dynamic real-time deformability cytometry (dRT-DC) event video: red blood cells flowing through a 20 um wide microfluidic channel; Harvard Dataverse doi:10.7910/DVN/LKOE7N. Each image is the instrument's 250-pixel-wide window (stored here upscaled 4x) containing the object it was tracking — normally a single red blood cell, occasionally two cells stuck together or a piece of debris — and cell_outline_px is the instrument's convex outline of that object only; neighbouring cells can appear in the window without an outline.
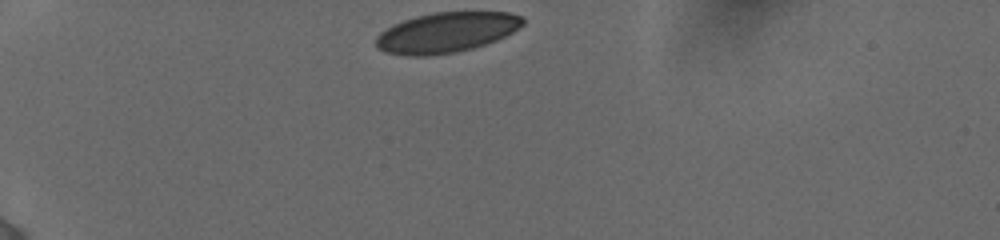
{"species": "human", "species_latin": "Homo sapiens", "temperature_condition": "cold", "stored_images_in_passage": 25, "camera_frame_rate_fps": 3000, "um_per_image_px": 0.085, "donor": {"sex": "female"}, "frame": {"image": 1, "passage_image": 1, "time_ms": 0.0, "image_size_px": [1000, 240], "cell_outline_px": [[524, 24], [512, 32], [496, 40], [472, 48], [456, 52], [424, 56], [408, 56], [384, 52], [376, 48], [376, 36], [380, 32], [392, 24], [416, 16], [436, 12], [508, 12], [524, 16]], "centroid_in_image_um": [37.92, 2.76], "position_along_channel_um": 47.1, "area_um2": 34.45}}
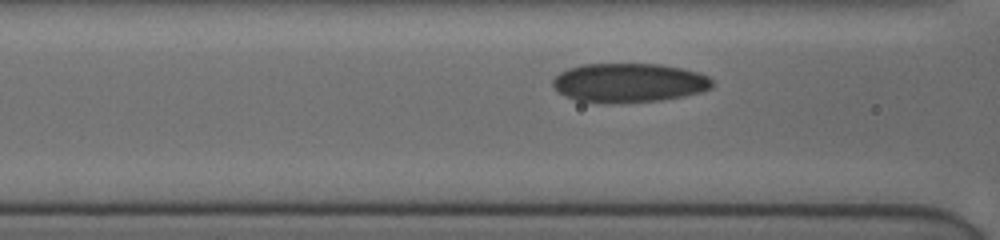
{"frame": {"image": 2, "passage_image": 15, "time_ms": 3.0, "image_size_px": [1000, 240], "cell_outline_px": [[712, 88], [700, 92], [684, 96], [660, 100], [576, 100], [564, 96], [552, 84], [552, 80], [560, 72], [568, 68], [580, 64], [660, 64], [700, 72], [708, 76], [712, 80]], "centroid_in_image_um": [53.49, 6.98], "position_along_channel_um": 113.1, "area_um2": 35.32}}
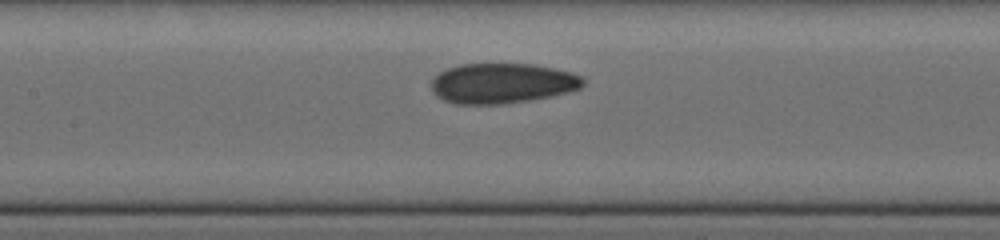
{"frame": {"image": 3, "passage_image": 21, "time_ms": 4.333, "image_size_px": [1000, 240], "cell_outline_px": [[584, 84], [580, 88], [568, 92], [528, 100], [500, 104], [456, 104], [444, 100], [436, 96], [432, 92], [432, 80], [440, 72], [448, 68], [460, 64], [536, 64], [556, 68], [572, 72], [580, 76], [584, 80]], "centroid_in_image_um": [42.69, 7.07], "position_along_channel_um": 164.7, "area_um2": 35.49}}